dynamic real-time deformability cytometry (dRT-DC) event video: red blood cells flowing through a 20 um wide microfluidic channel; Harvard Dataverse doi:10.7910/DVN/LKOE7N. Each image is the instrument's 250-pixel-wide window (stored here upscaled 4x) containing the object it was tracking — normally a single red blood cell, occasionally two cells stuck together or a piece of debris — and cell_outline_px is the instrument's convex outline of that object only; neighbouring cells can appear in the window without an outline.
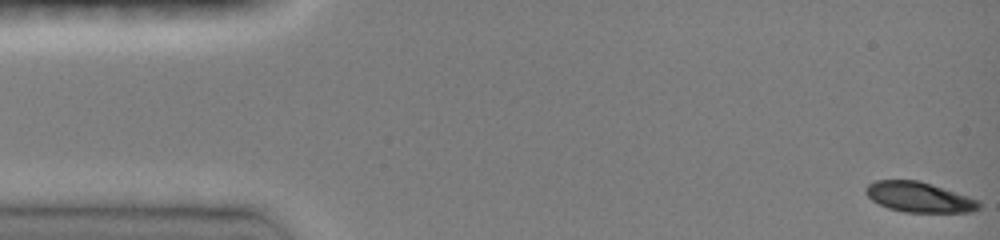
{"species": "common noctule bat (a hibernating species)", "species_latin": "Nyctalus noctula", "temperature_condition": "room temperature", "stored_images_in_passage": 13, "camera_frame_rate_fps": 3000, "um_per_image_px": 0.085, "animal": {"sex": "female", "body_mass_g": 19.0, "forearm_length_mm": 51.5}, "frame": {"image": 1, "passage_image": 1, "time_ms": 0.0, "image_size_px": [1000, 240], "cell_outline_px": [[980, 208], [972, 212], [904, 212], [888, 208], [872, 200], [864, 192], [864, 188], [868, 184], [876, 180], [916, 180], [932, 184], [980, 200]], "centroid_in_image_um": [78.12, 16.75], "position_along_channel_um": 6.9, "area_um2": 19.94}}
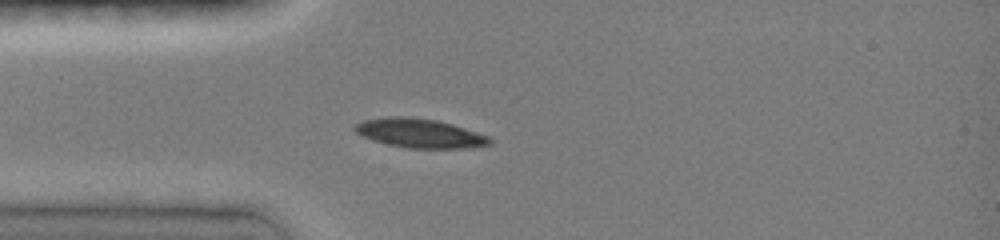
{"frame": {"image": 2, "passage_image": 7, "time_ms": 4.0, "image_size_px": [1000, 240], "cell_outline_px": [[492, 144], [464, 148], [408, 148], [388, 144], [372, 140], [356, 132], [352, 128], [356, 124], [364, 120], [388, 116], [408, 116], [436, 120], [452, 124], [488, 136], [492, 140]], "centroid_in_image_um": [35.66, 11.32], "position_along_channel_um": 49.3, "area_um2": 22.72}}
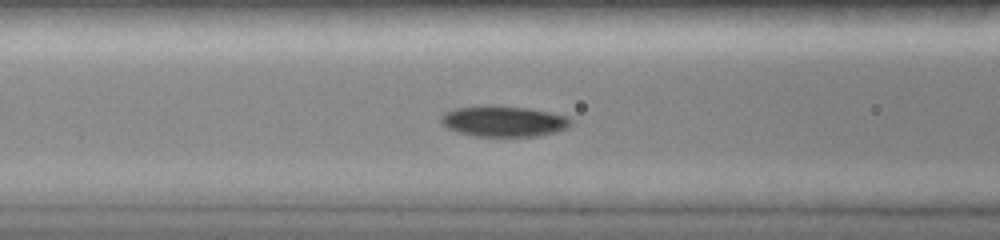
{"frame": {"image": 3, "passage_image": 12, "time_ms": 6.0, "image_size_px": [1000, 240], "cell_outline_px": [[572, 124], [568, 128], [556, 132], [536, 136], [476, 136], [456, 132], [440, 124], [440, 116], [444, 112], [452, 108], [484, 104], [496, 104], [528, 108], [568, 116], [572, 120]], "centroid_in_image_um": [42.76, 10.28], "position_along_channel_um": 123.8, "area_um2": 23.93}}